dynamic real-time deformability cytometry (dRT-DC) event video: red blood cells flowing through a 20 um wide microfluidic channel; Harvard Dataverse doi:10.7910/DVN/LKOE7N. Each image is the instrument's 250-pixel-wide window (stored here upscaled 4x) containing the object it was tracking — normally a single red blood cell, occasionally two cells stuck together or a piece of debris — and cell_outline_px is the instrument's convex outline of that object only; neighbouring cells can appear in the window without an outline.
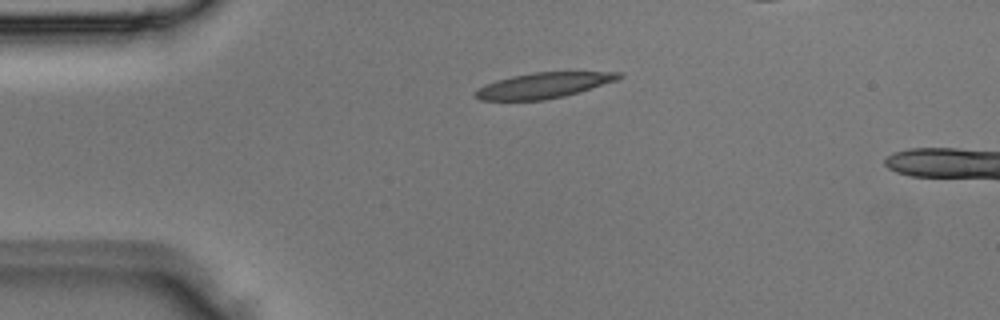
{"species": "Egyptian fruit bat (a non-hibernating species)", "species_latin": "Rousettus aegyptiacus", "temperature_condition": "room temperature", "stored_images_in_passage": 2, "camera_frame_rate_fps": 3000, "um_per_image_px": 0.085, "animal": {"sex": "male"}, "frame": {"image": 1, "passage_image": 1, "time_ms": 0.0, "image_size_px": [1000, 320], "cell_outline_px": [[624, 76], [616, 80], [580, 92], [564, 96], [544, 100], [480, 100], [472, 96], [484, 84], [496, 80], [512, 76], [532, 72], [620, 72]], "centroid_in_image_um": [46.19, 7.26], "position_along_channel_um": 38.8, "area_um2": 21.27}}